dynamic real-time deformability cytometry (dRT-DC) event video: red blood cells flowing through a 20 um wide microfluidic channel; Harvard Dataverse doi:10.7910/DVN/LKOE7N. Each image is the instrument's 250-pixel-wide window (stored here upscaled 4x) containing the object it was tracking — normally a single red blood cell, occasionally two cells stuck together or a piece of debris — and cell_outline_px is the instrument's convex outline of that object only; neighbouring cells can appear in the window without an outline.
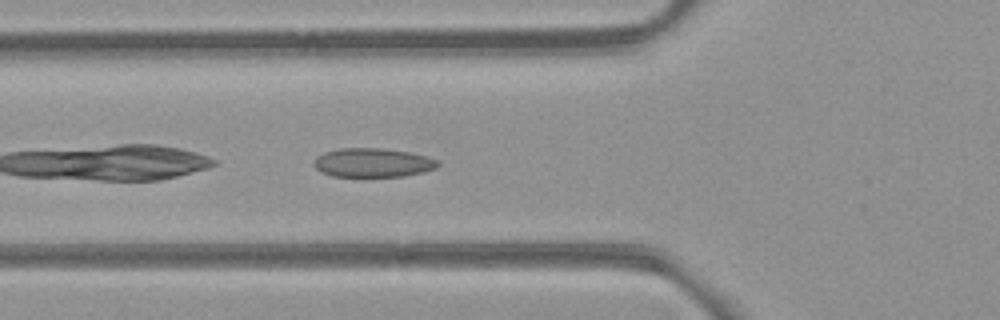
{"species": "common noctule bat (a hibernating species)", "species_latin": "Nyctalus noctula", "temperature_condition": "room temperature", "stored_images_in_passage": 34, "camera_frame_rate_fps": 3000, "um_per_image_px": 0.085, "animal": {"sex": "female", "body_mass_g": 21.9}, "frame": {"image": 1, "passage_image": 3, "time_ms": 0.667, "image_size_px": [1000, 320], "cell_outline_px": [[440, 164], [436, 168], [424, 172], [404, 176], [332, 176], [320, 172], [312, 164], [316, 156], [324, 152], [340, 148], [384, 148], [408, 152], [428, 156], [440, 160]], "centroid_in_image_um": [31.7, 13.82], "position_along_channel_um": 94.1, "area_um2": 21.15}}
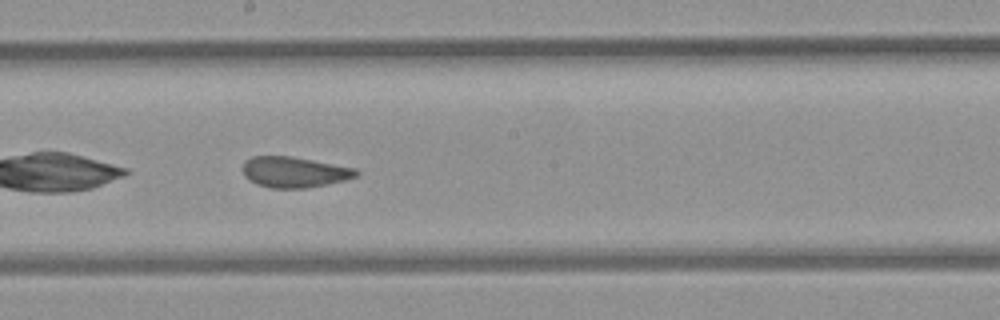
{"frame": {"image": 2, "passage_image": 13, "time_ms": 4.0, "image_size_px": [1000, 320], "cell_outline_px": [[360, 172], [356, 176], [344, 180], [304, 188], [268, 188], [256, 184], [244, 176], [240, 168], [244, 160], [252, 156], [292, 156], [356, 168]], "centroid_in_image_um": [24.95, 14.61], "position_along_channel_um": 223.3, "area_um2": 20.46}}
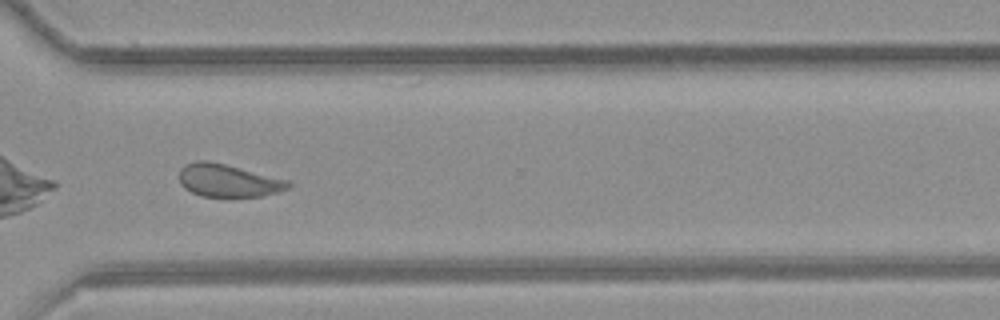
{"frame": {"image": 3, "passage_image": 23, "time_ms": 7.333, "image_size_px": [1000, 320], "cell_outline_px": [[292, 184], [288, 188], [276, 192], [260, 196], [232, 200], [200, 196], [184, 188], [180, 184], [180, 168], [184, 164], [196, 160], [208, 160], [292, 180]], "centroid_in_image_um": [19.41, 15.38], "position_along_channel_um": 351.2, "area_um2": 21.79}, "authors_computed_cell_mechanics": {"area_um2": 20.9814, "velocity_mm_per_s": 3.8523, "shape_relaxation_time_tau1_ms": null, "shape_relaxation_time_tau2_ms": 1.6062, "deformation_change_tau1": null, "deformation_change_tau2": 0.0719}}